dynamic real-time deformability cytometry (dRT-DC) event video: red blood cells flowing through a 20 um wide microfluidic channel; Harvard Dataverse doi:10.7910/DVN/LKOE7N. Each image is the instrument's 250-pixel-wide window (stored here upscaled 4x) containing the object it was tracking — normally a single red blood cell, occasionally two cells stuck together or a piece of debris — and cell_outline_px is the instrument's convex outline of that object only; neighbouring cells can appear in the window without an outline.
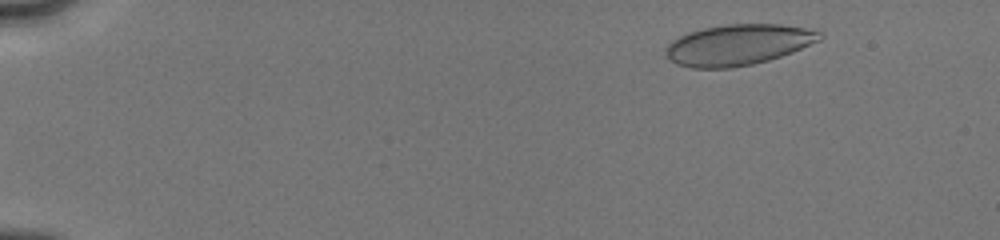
{"species": "human", "species_latin": "Homo sapiens", "temperature_condition": "cold", "stored_images_in_passage": 9, "camera_frame_rate_fps": 3000, "um_per_image_px": 0.085, "donor": {"sex": "male"}, "frame": {"image": 1, "passage_image": 6, "time_ms": 1.333, "image_size_px": [1000, 240], "cell_outline_px": [[824, 36], [820, 40], [792, 52], [768, 60], [752, 64], [732, 68], [692, 68], [676, 64], [668, 60], [664, 52], [664, 48], [672, 40], [688, 32], [704, 28], [728, 24], [780, 24], [804, 28], [820, 32]], "centroid_in_image_um": [62.69, 3.81], "position_along_channel_um": 22.3, "area_um2": 36.65}}